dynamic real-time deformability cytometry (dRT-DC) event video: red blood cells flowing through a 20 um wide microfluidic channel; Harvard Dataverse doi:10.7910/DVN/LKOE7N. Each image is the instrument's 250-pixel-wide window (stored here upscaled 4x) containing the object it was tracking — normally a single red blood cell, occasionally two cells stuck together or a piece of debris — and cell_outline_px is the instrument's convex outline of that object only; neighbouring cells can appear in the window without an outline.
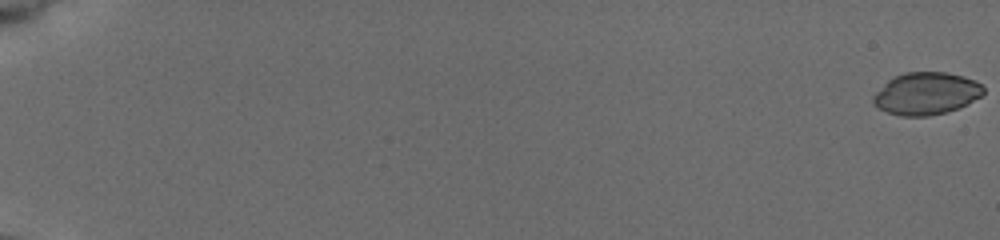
{"species": "common noctule bat (a hibernating species)", "species_latin": "Nyctalus noctula", "temperature_condition": "cold", "stored_images_in_passage": 20, "camera_frame_rate_fps": 3000, "um_per_image_px": 0.085, "animal": {"sex": "female", "body_mass_g": 19.5, "forearm_length_mm": 54.1}, "frame": {"image": 1, "passage_image": 1, "time_ms": 0.0, "image_size_px": [1000, 240], "cell_outline_px": [[984, 92], [980, 96], [968, 104], [960, 108], [948, 112], [928, 116], [900, 116], [888, 112], [872, 104], [872, 96], [888, 80], [904, 72], [948, 72], [964, 76], [976, 80], [984, 88]], "centroid_in_image_um": [78.74, 7.95], "position_along_channel_um": 6.3, "area_um2": 27.34}}
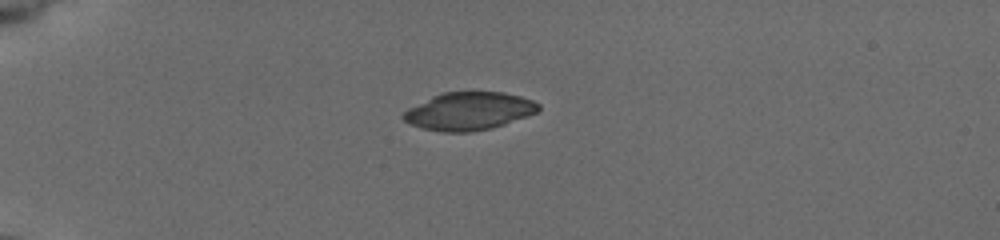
{"frame": {"image": 2, "passage_image": 18, "time_ms": 5.667, "image_size_px": [1000, 240], "cell_outline_px": [[540, 108], [536, 112], [528, 116], [492, 128], [468, 132], [444, 132], [424, 128], [412, 124], [404, 120], [400, 116], [408, 108], [432, 96], [444, 92], [472, 88], [504, 92], [520, 96], [532, 100], [540, 104]], "centroid_in_image_um": [39.88, 9.39], "position_along_channel_um": 45.1, "area_um2": 30.52}}